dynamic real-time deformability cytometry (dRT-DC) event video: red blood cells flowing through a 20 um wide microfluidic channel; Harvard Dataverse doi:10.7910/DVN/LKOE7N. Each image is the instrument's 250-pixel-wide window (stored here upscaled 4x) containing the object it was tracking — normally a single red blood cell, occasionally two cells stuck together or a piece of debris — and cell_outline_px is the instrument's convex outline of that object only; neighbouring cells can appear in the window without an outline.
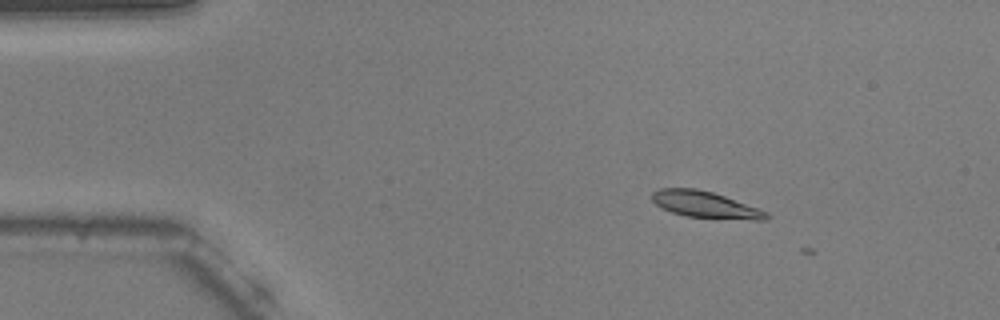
{"species": "common noctule bat (a hibernating species)", "species_latin": "Nyctalus noctula", "temperature_condition": "warm", "stored_images_in_passage": 3, "camera_frame_rate_fps": 3000, "um_per_image_px": 0.085, "animal": {"sex": "male", "body_mass_g": 20.5, "forearm_length_mm": 52.5}, "frame": {"image": 1, "passage_image": 2, "time_ms": 0.333, "image_size_px": [1000, 320], "cell_outline_px": [[772, 216], [768, 220], [752, 220], [684, 216], [660, 208], [652, 200], [652, 192], [660, 188], [696, 188], [712, 192], [724, 196], [768, 212]], "centroid_in_image_um": [59.95, 17.4], "position_along_channel_um": 25.0, "area_um2": 17.69}}